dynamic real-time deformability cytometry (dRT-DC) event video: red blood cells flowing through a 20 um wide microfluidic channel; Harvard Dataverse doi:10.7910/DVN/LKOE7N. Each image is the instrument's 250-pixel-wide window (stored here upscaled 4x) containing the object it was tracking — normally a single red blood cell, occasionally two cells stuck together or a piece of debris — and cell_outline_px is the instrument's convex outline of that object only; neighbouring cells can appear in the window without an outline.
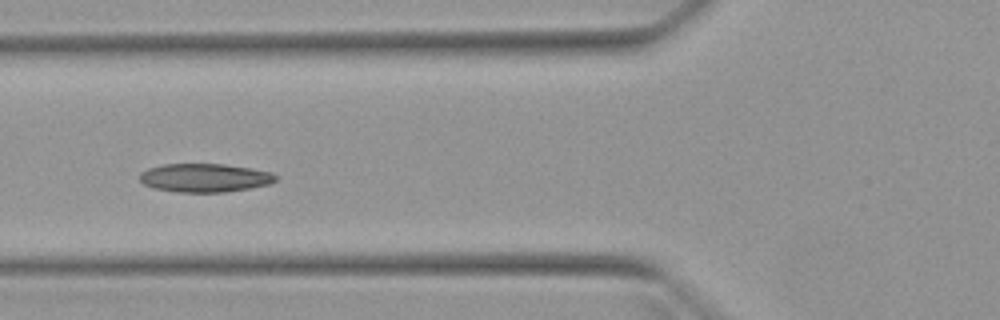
{"species": "Egyptian fruit bat (a non-hibernating species)", "species_latin": "Rousettus aegyptiacus", "temperature_condition": "warm", "stored_images_in_passage": 3, "camera_frame_rate_fps": 3000, "um_per_image_px": 0.085, "animal": {"sex": "female"}, "frame": {"image": 1, "passage_image": 3, "time_ms": 3.333, "image_size_px": [1000, 320], "cell_outline_px": [[276, 180], [268, 184], [248, 188], [224, 192], [180, 192], [152, 188], [144, 184], [140, 180], [140, 172], [148, 168], [164, 164], [224, 164], [252, 168], [272, 172], [276, 176]], "centroid_in_image_um": [17.38, 15.11], "position_along_channel_um": 108.4, "area_um2": 22.54}}